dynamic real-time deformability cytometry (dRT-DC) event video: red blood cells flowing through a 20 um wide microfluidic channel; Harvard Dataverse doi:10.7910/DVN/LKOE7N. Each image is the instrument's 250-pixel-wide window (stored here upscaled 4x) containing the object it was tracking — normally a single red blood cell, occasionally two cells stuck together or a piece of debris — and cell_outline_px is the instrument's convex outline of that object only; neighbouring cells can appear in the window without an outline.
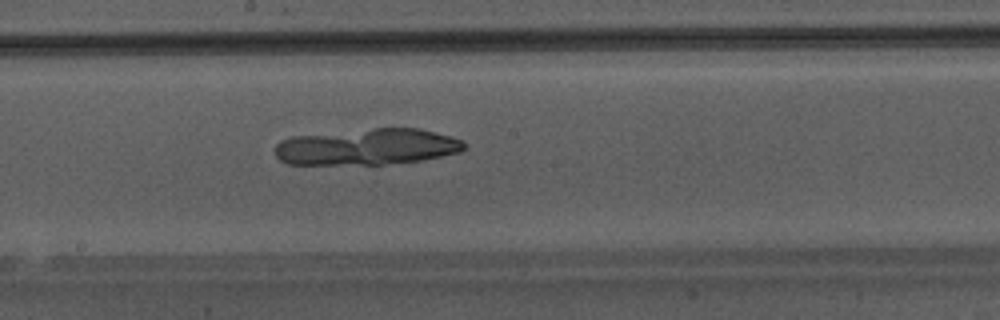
{"species": "Egyptian fruit bat (a non-hibernating species)", "species_latin": "Rousettus aegyptiacus", "temperature_condition": "warm", "stored_images_in_passage": 48, "camera_frame_rate_fps": 3000, "um_per_image_px": 0.085, "animal": {"sex": "male"}, "frame": {"image": 1, "passage_image": 28, "time_ms": 9.0, "image_size_px": [1000, 320], "cell_outline_px": [[464, 148], [460, 152], [424, 160], [384, 164], [288, 164], [280, 160], [276, 156], [276, 144], [280, 140], [292, 136], [376, 128], [420, 128], [452, 136], [464, 140]], "centroid_in_image_um": [31.23, 12.48], "position_along_channel_um": 217.0, "area_um2": 40.06}}